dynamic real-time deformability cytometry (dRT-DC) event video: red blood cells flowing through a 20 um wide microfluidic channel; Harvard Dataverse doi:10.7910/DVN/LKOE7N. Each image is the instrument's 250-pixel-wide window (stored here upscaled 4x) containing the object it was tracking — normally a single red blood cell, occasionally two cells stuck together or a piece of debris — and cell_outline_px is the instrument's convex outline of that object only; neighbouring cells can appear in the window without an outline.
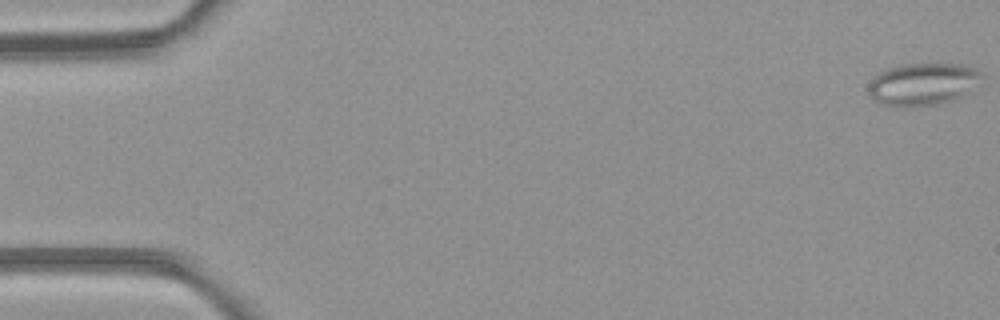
{"species": "common noctule bat (a hibernating species)", "species_latin": "Nyctalus noctula", "temperature_condition": "room temperature", "stored_images_in_passage": 50, "camera_frame_rate_fps": 3000, "um_per_image_px": 0.085, "animal": {"sex": "female", "body_mass_g": 21.9}, "frame": {"image": 1, "passage_image": 1, "time_ms": 0.0, "image_size_px": [1000, 320], "cell_outline_px": [[984, 76], [964, 96], [952, 100], [936, 104], [880, 104], [868, 96], [868, 84], [880, 72], [888, 68], [900, 64], [960, 64], [972, 68], [980, 72]], "centroid_in_image_um": [78.43, 7.12], "position_along_channel_um": 6.6, "area_um2": 27.28}}
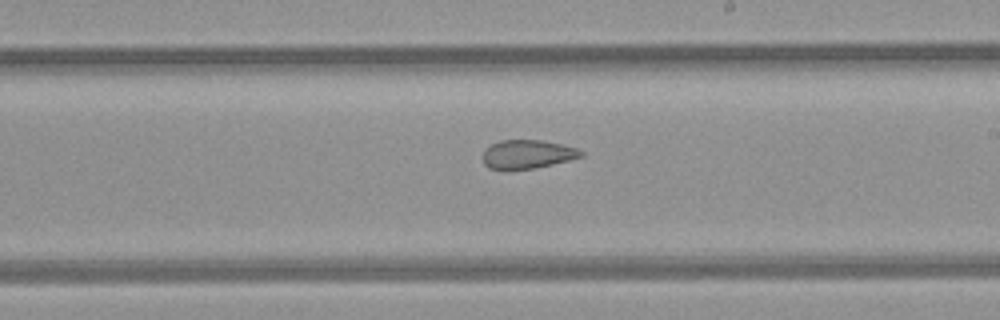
{"frame": {"image": 2, "passage_image": 29, "time_ms": 9.333, "image_size_px": [1000, 320], "cell_outline_px": [[584, 156], [552, 164], [532, 168], [488, 168], [484, 164], [484, 148], [500, 140], [544, 140], [564, 144], [576, 148], [584, 152]], "centroid_in_image_um": [44.86, 13.08], "position_along_channel_um": 244.1, "area_um2": 16.18}}
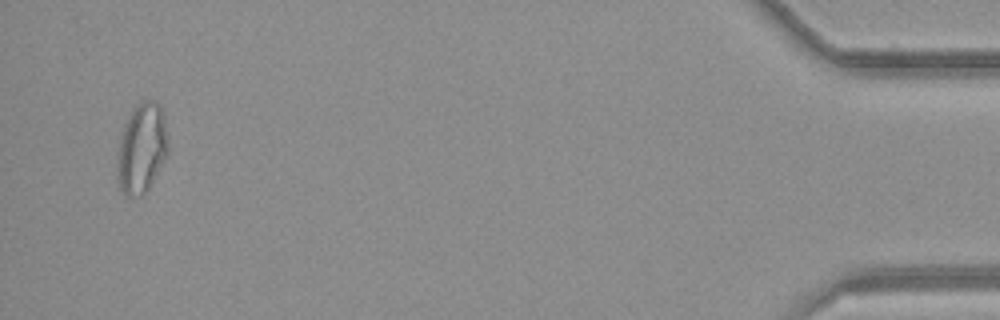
{"frame": {"image": 3, "passage_image": 48, "time_ms": 15.667, "image_size_px": [1000, 320], "cell_outline_px": [[168, 156], [148, 188], [140, 196], [128, 196], [120, 188], [120, 136], [124, 124], [132, 112], [144, 100], [156, 100], [160, 104], [164, 112], [168, 140]], "centroid_in_image_um": [12.13, 12.55], "position_along_channel_um": 423.1, "area_um2": 25.89}, "authors_computed_cell_mechanics": {"area_um2": 22.4842, "velocity_mm_per_s": 4.2605, "shape_relaxation_time_tau1_ms": null, "shape_relaxation_time_tau2_ms": 1.9982, "deformation_change_tau1": null, "deformation_change_tau2": 0.0961}}